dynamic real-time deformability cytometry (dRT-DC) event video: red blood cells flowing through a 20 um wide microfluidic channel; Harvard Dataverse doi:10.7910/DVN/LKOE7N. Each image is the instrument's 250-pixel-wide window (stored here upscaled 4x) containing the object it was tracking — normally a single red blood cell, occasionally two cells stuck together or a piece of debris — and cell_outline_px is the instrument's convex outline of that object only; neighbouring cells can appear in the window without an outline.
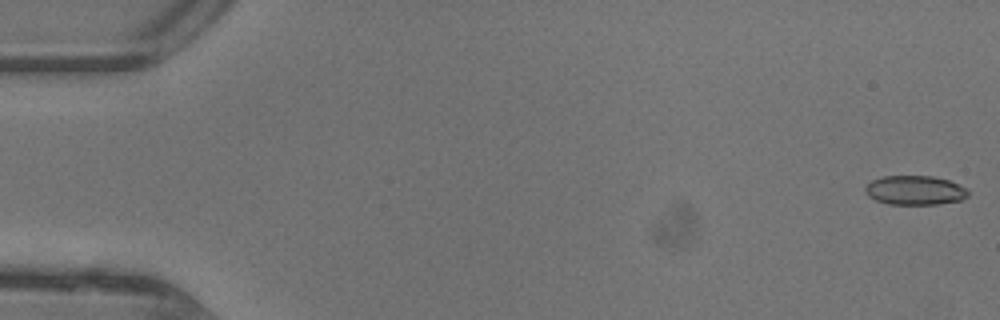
{"species": "common noctule bat (a hibernating species)", "species_latin": "Nyctalus noctula", "temperature_condition": "warm", "stored_images_in_passage": 47, "camera_frame_rate_fps": 3000, "um_per_image_px": 0.085, "animal": {"sex": "female"}, "frame": {"image": 1, "passage_image": 1, "time_ms": 0.0, "image_size_px": [1000, 320], "cell_outline_px": [[968, 196], [960, 200], [936, 204], [888, 204], [876, 200], [868, 196], [864, 192], [864, 188], [872, 180], [884, 176], [932, 176], [948, 180], [968, 188]], "centroid_in_image_um": [77.76, 16.17], "position_along_channel_um": 7.2, "area_um2": 17.51}}
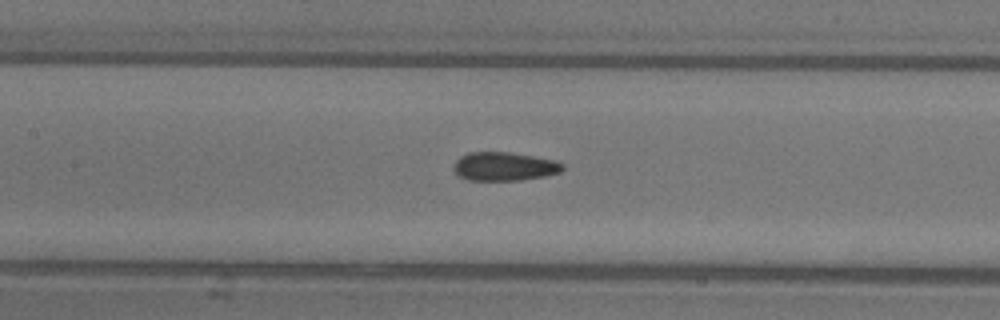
{"frame": {"image": 2, "passage_image": 22, "time_ms": 7.0, "image_size_px": [1000, 320], "cell_outline_px": [[564, 168], [560, 172], [544, 176], [520, 180], [468, 180], [460, 176], [452, 168], [456, 160], [460, 156], [468, 152], [508, 152], [556, 160], [564, 164]], "centroid_in_image_um": [42.86, 14.14], "position_along_channel_um": 164.5, "area_um2": 18.15}}
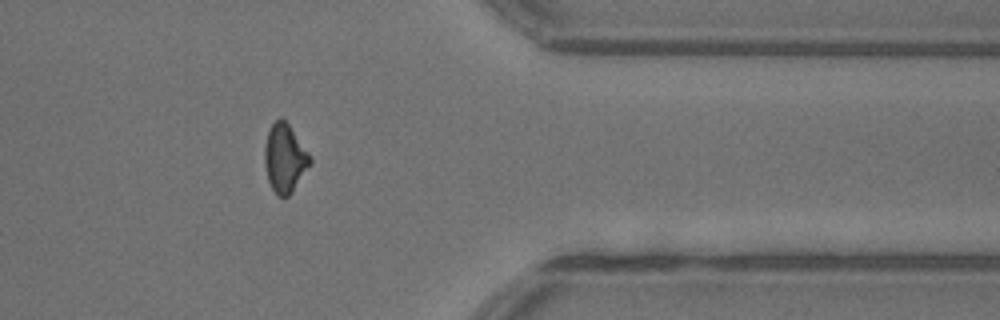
{"frame": {"image": 3, "passage_image": 38, "time_ms": 12.333, "image_size_px": [1000, 320], "cell_outline_px": [[312, 164], [292, 192], [288, 196], [276, 196], [268, 180], [264, 164], [264, 148], [268, 132], [272, 124], [280, 116], [288, 124], [312, 156]], "centroid_in_image_um": [24.22, 13.46], "position_along_channel_um": 387.2, "area_um2": 18.26}, "authors_computed_cell_mechanics": {"area_um2": 18.207, "velocity_mm_per_s": 4.4863, "shape_relaxation_time_tau1_ms": null, "shape_relaxation_time_tau2_ms": 1.6558, "deformation_change_tau1": null, "deformation_change_tau2": 0.0927}}